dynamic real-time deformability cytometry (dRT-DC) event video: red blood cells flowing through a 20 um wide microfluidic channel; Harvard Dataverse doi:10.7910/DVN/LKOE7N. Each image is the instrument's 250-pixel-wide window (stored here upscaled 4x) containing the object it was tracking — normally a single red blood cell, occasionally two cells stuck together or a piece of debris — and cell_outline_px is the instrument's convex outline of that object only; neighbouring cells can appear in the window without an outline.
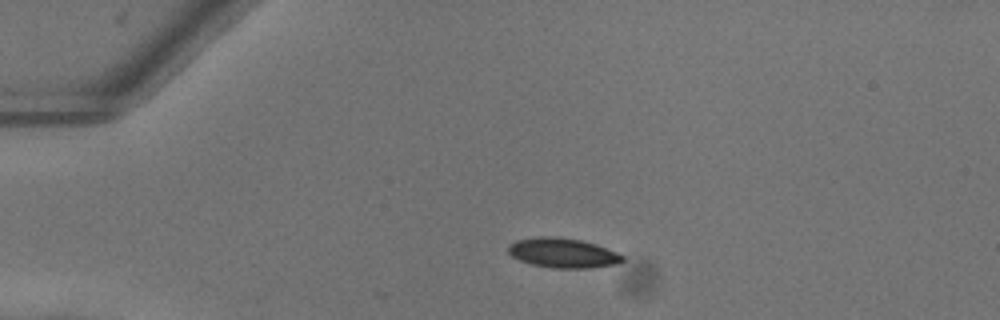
{"species": "common noctule bat (a hibernating species)", "species_latin": "Nyctalus noctula", "temperature_condition": "warm", "stored_images_in_passage": 13, "camera_frame_rate_fps": 3000, "um_per_image_px": 0.085, "animal": {"sex": "female"}, "frame": {"image": 1, "passage_image": 1, "time_ms": 0.0, "image_size_px": [1000, 320], "cell_outline_px": [[624, 260], [616, 264], [588, 268], [552, 268], [532, 264], [520, 260], [512, 256], [508, 252], [508, 244], [516, 240], [540, 236], [556, 236], [580, 240], [596, 244], [616, 252], [624, 256]], "centroid_in_image_um": [47.82, 21.49], "position_along_channel_um": 37.2, "area_um2": 19.77}}
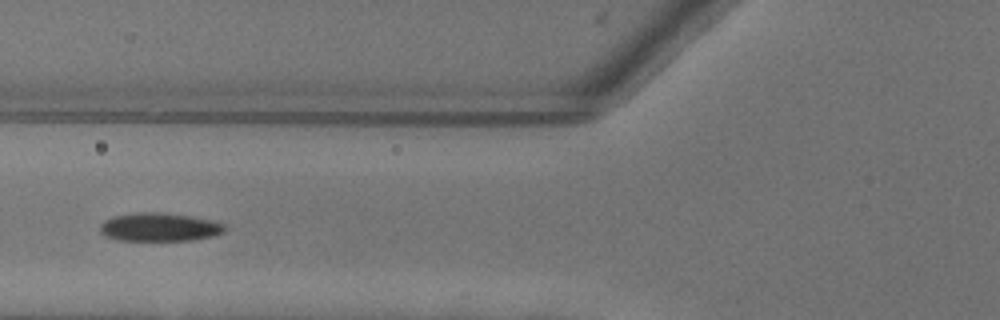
{"frame": {"image": 2, "passage_image": 10, "time_ms": 3.0, "image_size_px": [1000, 320], "cell_outline_px": [[228, 228], [224, 232], [212, 236], [192, 240], [116, 240], [104, 236], [100, 232], [100, 224], [104, 220], [112, 216], [140, 212], [156, 212], [192, 216], [212, 220], [224, 224]], "centroid_in_image_um": [13.54, 19.3], "position_along_channel_um": 112.3, "area_um2": 20.75}}
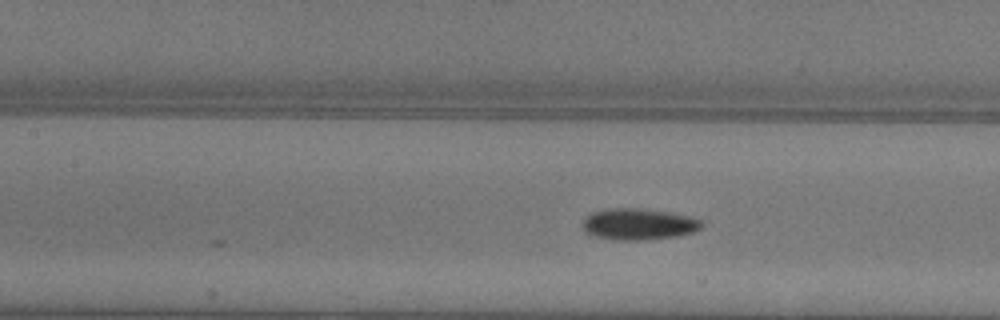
{"frame": {"image": 3, "passage_image": 13, "time_ms": 4.0, "image_size_px": [1000, 320], "cell_outline_px": [[704, 224], [700, 228], [692, 232], [676, 236], [648, 240], [612, 240], [596, 236], [584, 232], [584, 220], [592, 212], [608, 208], [644, 208], [692, 216], [700, 220]], "centroid_in_image_um": [54.3, 19.05], "position_along_channel_um": 153.1, "area_um2": 21.85}}